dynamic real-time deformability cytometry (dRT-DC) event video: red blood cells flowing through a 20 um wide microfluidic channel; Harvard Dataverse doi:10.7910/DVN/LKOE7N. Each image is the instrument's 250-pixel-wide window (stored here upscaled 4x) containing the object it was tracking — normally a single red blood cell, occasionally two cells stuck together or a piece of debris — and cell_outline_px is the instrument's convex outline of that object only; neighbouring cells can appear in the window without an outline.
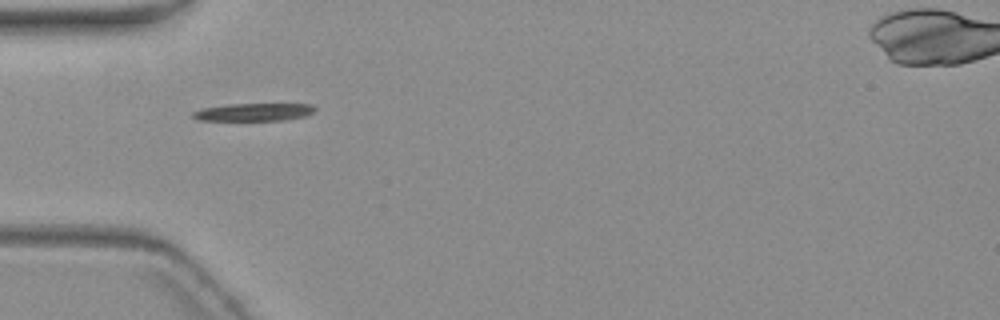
{"species": "common noctule bat (a hibernating species)", "species_latin": "Nyctalus noctula", "temperature_condition": "warm", "stored_images_in_passage": 8, "camera_frame_rate_fps": 3000, "um_per_image_px": 0.085, "animal": {"sex": "female", "body_mass_g": 19.3, "forearm_length_mm": 54.1}, "frame": {"image": 1, "passage_image": 3, "time_ms": 2.667, "image_size_px": [1000, 320], "cell_outline_px": [[316, 108], [312, 112], [304, 116], [280, 120], [200, 120], [192, 116], [192, 112], [200, 108], [228, 104], [312, 104]], "centroid_in_image_um": [21.53, 9.51], "position_along_channel_um": 63.5, "area_um2": 12.43}}
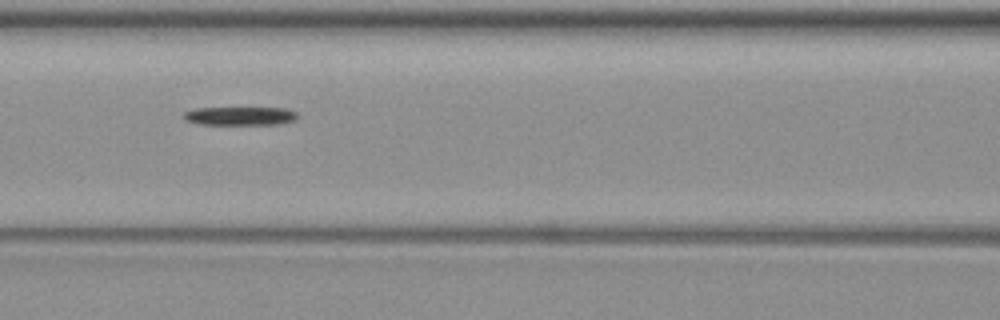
{"frame": {"image": 2, "passage_image": 5, "time_ms": 5.0, "image_size_px": [1000, 320], "cell_outline_px": [[300, 116], [296, 120], [280, 124], [200, 124], [184, 120], [184, 112], [196, 108], [288, 108], [296, 112]], "centroid_in_image_um": [20.47, 9.85], "position_along_channel_um": 146.1, "area_um2": 12.31}}
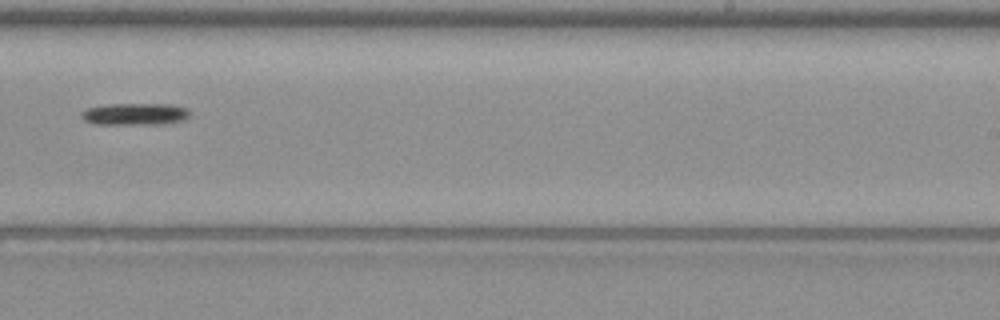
{"frame": {"image": 3, "passage_image": 8, "time_ms": 8.667, "image_size_px": [1000, 320], "cell_outline_px": [[192, 112], [184, 120], [160, 124], [96, 124], [84, 120], [80, 116], [80, 112], [88, 108], [108, 104], [172, 104], [188, 108]], "centroid_in_image_um": [11.5, 9.69], "position_along_channel_um": 277.5, "area_um2": 13.99}}